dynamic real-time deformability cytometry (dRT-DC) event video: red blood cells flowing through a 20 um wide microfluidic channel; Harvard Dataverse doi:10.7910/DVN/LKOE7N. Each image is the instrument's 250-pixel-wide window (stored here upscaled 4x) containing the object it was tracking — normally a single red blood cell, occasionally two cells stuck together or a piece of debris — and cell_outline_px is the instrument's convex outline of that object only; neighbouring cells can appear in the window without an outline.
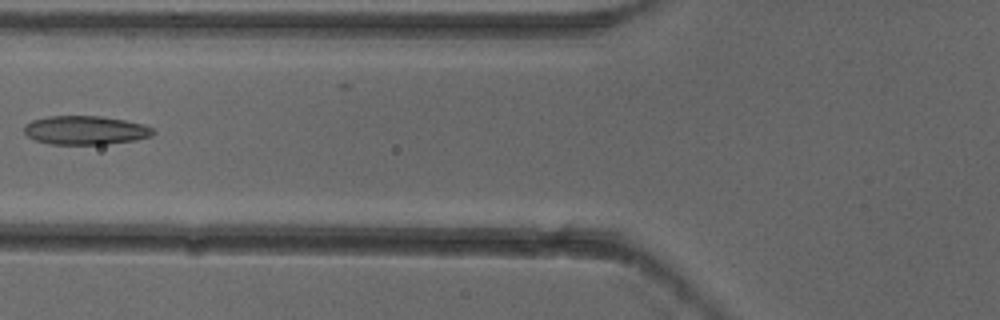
{"species": "common noctule bat (a hibernating species)", "species_latin": "Nyctalus noctula", "temperature_condition": "cold", "stored_images_in_passage": 6, "camera_frame_rate_fps": 3000, "um_per_image_px": 0.085, "animal": {"sex": "female"}, "frame": {"image": 1, "passage_image": 6, "time_ms": 1.667, "image_size_px": [1000, 320], "cell_outline_px": [[156, 132], [152, 136], [136, 140], [104, 144], [48, 144], [36, 140], [28, 136], [24, 132], [24, 124], [32, 120], [48, 116], [100, 116], [124, 120], [144, 124], [152, 128]], "centroid_in_image_um": [7.26, 11.07], "position_along_channel_um": 118.5, "area_um2": 21.68}}